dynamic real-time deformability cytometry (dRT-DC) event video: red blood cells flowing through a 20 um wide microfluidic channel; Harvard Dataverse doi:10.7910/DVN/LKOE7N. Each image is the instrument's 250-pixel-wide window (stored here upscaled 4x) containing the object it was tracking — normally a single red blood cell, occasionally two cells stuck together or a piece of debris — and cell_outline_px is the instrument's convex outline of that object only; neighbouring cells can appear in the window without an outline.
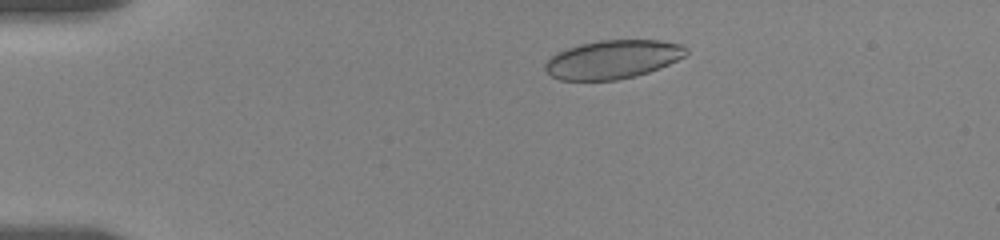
{"species": "human", "species_latin": "Homo sapiens", "temperature_condition": "room temperature", "stored_images_in_passage": 10, "camera_frame_rate_fps": 3000, "um_per_image_px": 0.085, "donor": {"sex": "female"}, "frame": {"image": 1, "passage_image": 5, "time_ms": 2.667, "image_size_px": [1000, 240], "cell_outline_px": [[688, 52], [684, 56], [660, 68], [636, 76], [616, 80], [560, 80], [552, 76], [544, 68], [544, 64], [556, 52], [580, 44], [600, 40], [660, 40], [684, 44], [688, 48]], "centroid_in_image_um": [52.11, 5.04], "position_along_channel_um": 32.9, "area_um2": 31.73}}
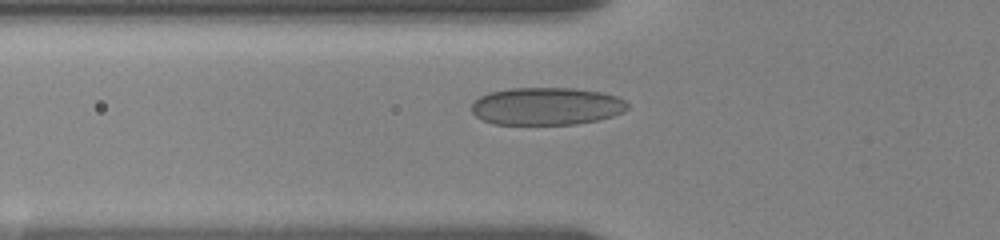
{"frame": {"image": 2, "passage_image": 10, "time_ms": 5.667, "image_size_px": [1000, 240], "cell_outline_px": [[628, 108], [624, 112], [612, 116], [596, 120], [576, 124], [492, 124], [476, 116], [472, 112], [472, 104], [480, 96], [488, 92], [508, 88], [572, 88], [600, 92], [616, 96], [624, 100], [628, 104]], "centroid_in_image_um": [46.44, 9.02], "position_along_channel_um": 79.4, "area_um2": 34.16}}